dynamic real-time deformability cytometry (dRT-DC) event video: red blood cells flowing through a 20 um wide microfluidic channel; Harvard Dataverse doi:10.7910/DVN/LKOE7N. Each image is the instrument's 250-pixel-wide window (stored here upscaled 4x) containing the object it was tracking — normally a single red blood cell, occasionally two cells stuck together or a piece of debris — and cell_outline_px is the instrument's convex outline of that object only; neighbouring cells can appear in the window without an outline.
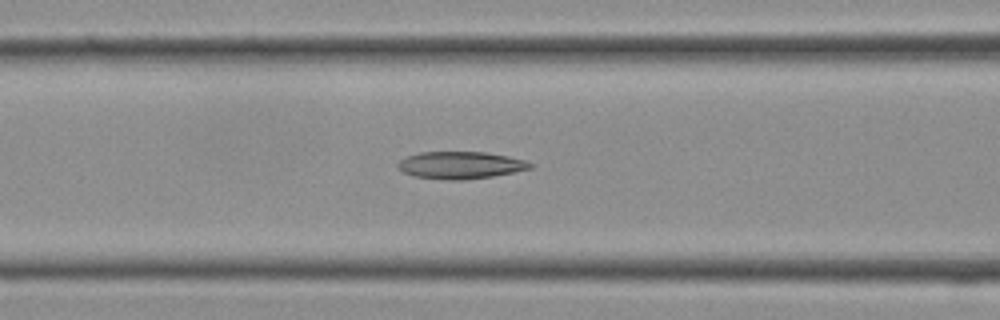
{"species": "Egyptian fruit bat (a non-hibernating species)", "species_latin": "Rousettus aegyptiacus", "temperature_condition": "cold", "stored_images_in_passage": 24, "camera_frame_rate_fps": 3000, "um_per_image_px": 0.085, "frame": {"image": 1, "passage_image": 7, "time_ms": 2.0, "image_size_px": [1000, 320], "cell_outline_px": [[536, 164], [532, 168], [492, 176], [464, 180], [448, 180], [412, 176], [404, 172], [396, 164], [400, 160], [408, 156], [420, 152], [484, 152], [508, 156], [524, 160]], "centroid_in_image_um": [39.15, 14.04], "position_along_channel_um": 127.4, "area_um2": 20.92}}
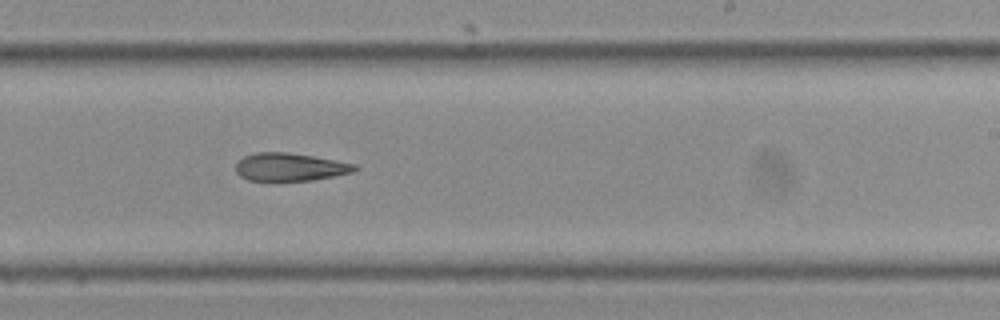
{"frame": {"image": 2, "passage_image": 13, "time_ms": 4.0, "image_size_px": [1000, 320], "cell_outline_px": [[360, 168], [352, 172], [312, 180], [276, 184], [248, 180], [240, 176], [236, 172], [236, 160], [244, 156], [256, 152], [288, 152], [336, 160], [356, 164]], "centroid_in_image_um": [24.58, 14.24], "position_along_channel_um": 264.4, "area_um2": 20.23}}
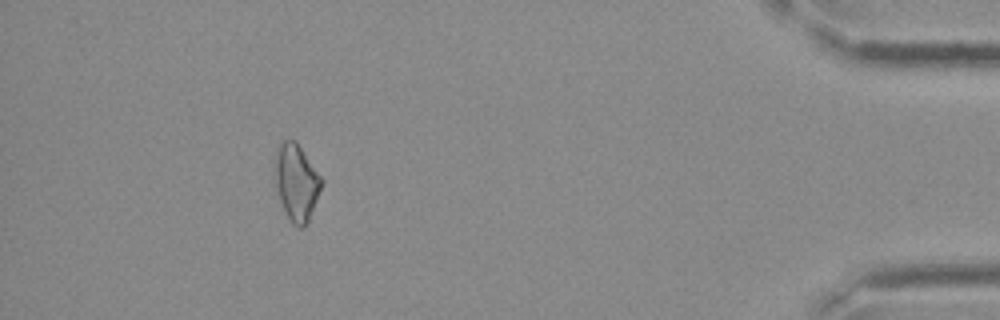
{"frame": {"image": 3, "passage_image": 22, "time_ms": 7.0, "image_size_px": [1000, 320], "cell_outline_px": [[324, 184], [308, 220], [304, 228], [296, 228], [292, 224], [280, 200], [272, 180], [276, 148], [284, 140], [296, 140], [324, 180]], "centroid_in_image_um": [25.18, 15.48], "position_along_channel_um": 410.0, "area_um2": 21.33}}